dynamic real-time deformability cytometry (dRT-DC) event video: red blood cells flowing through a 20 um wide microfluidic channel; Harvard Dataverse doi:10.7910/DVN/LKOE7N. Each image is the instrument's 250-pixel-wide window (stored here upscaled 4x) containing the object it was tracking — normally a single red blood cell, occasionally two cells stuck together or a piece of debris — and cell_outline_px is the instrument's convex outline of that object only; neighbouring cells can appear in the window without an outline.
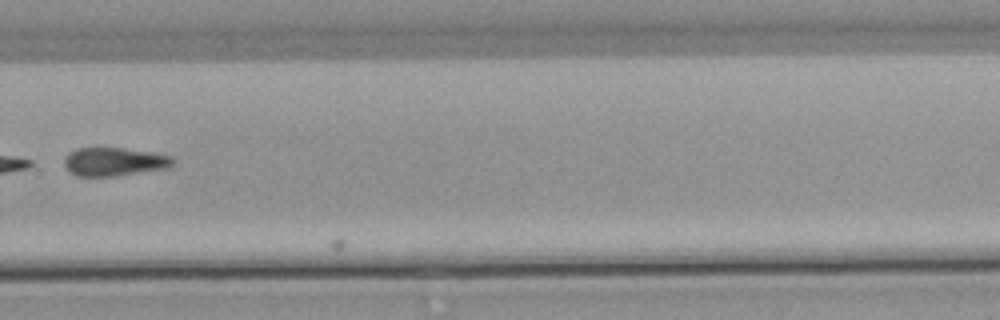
{"species": "common noctule bat (a hibernating species)", "species_latin": "Nyctalus noctula", "temperature_condition": "warm", "stored_images_in_passage": 38, "camera_frame_rate_fps": 3000, "um_per_image_px": 0.085, "animal": {"sex": "male", "body_mass_g": 21.5, "forearm_length_mm": 52.0}, "frame": {"image": 1, "passage_image": 37, "time_ms": 12.0, "image_size_px": [1000, 320], "cell_outline_px": [[176, 160], [168, 168], [116, 176], [76, 176], [68, 172], [64, 168], [64, 156], [68, 152], [76, 148], [124, 148], [152, 152], [172, 156]], "centroid_in_image_um": [9.67, 13.75], "position_along_channel_um": 320.1, "area_um2": 18.32}}